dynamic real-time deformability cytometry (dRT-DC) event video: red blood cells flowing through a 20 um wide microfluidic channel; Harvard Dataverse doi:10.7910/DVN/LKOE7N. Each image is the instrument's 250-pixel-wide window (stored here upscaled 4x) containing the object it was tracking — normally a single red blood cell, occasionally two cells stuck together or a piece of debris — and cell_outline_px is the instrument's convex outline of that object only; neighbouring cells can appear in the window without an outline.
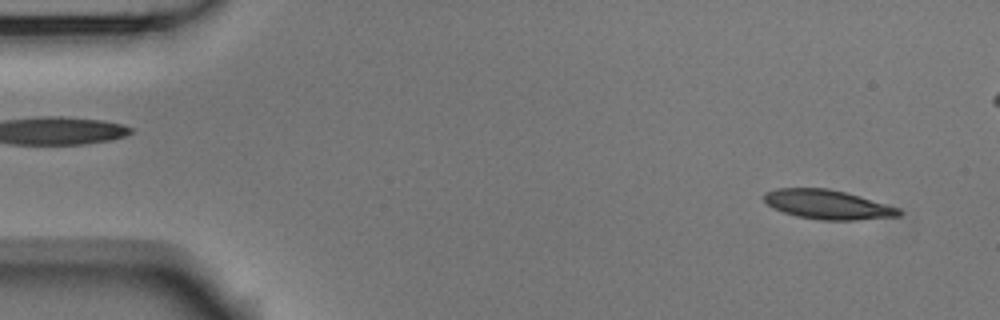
{"species": "Egyptian fruit bat (a non-hibernating species)", "species_latin": "Rousettus aegyptiacus", "temperature_condition": "room temperature", "stored_images_in_passage": 54, "camera_frame_rate_fps": 3000, "um_per_image_px": 0.085, "animal": {"sex": "male"}, "frame": {"image": 1, "passage_image": 3, "time_ms": 0.667, "image_size_px": [1000, 320], "cell_outline_px": [[904, 212], [900, 216], [856, 220], [820, 220], [796, 216], [772, 208], [764, 200], [764, 192], [776, 188], [828, 188], [860, 196], [900, 208]], "centroid_in_image_um": [70.36, 17.39], "position_along_channel_um": 14.6, "area_um2": 23.12}}
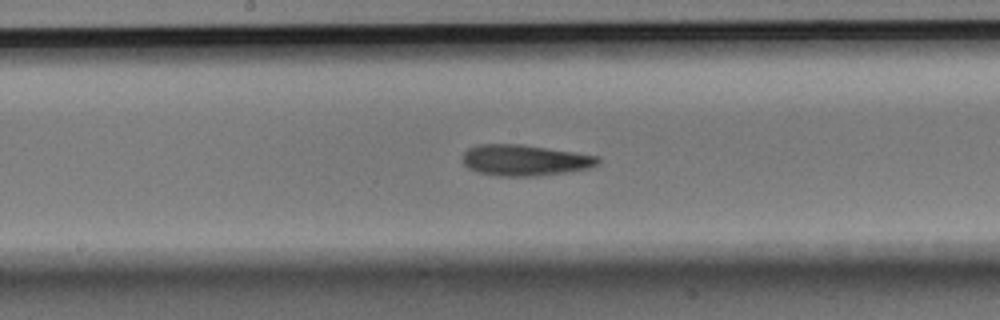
{"frame": {"image": 2, "passage_image": 27, "time_ms": 8.667, "image_size_px": [1000, 320], "cell_outline_px": [[600, 160], [596, 164], [588, 168], [564, 172], [536, 176], [496, 176], [480, 172], [468, 168], [464, 164], [464, 152], [468, 148], [476, 144], [520, 144], [600, 156]], "centroid_in_image_um": [44.58, 13.61], "position_along_channel_um": 203.6, "area_um2": 24.22}}
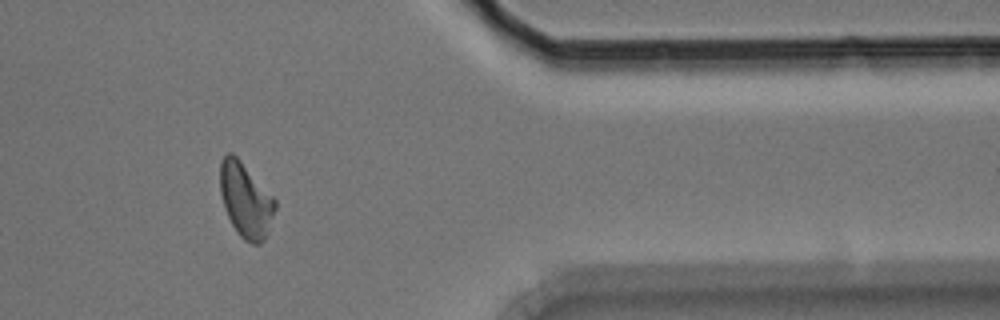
{"frame": {"image": 3, "passage_image": 44, "time_ms": 14.333, "image_size_px": [1000, 320], "cell_outline_px": [[276, 208], [264, 240], [260, 244], [252, 244], [244, 240], [240, 236], [232, 224], [224, 208], [220, 192], [220, 160], [228, 152], [232, 152], [240, 160], [276, 200]], "centroid_in_image_um": [20.87, 17.01], "position_along_channel_um": 390.5, "area_um2": 23.7}, "authors_computed_cell_mechanics": {"area_um2": 23.7269, "velocity_mm_per_s": 3.6795, "shape_relaxation_time_tau1_ms": 6.511, "shape_relaxation_time_tau2_ms": 4.5894, "deformation_change_tau1": 0.1883, "deformation_change_tau2": 0.1406}}